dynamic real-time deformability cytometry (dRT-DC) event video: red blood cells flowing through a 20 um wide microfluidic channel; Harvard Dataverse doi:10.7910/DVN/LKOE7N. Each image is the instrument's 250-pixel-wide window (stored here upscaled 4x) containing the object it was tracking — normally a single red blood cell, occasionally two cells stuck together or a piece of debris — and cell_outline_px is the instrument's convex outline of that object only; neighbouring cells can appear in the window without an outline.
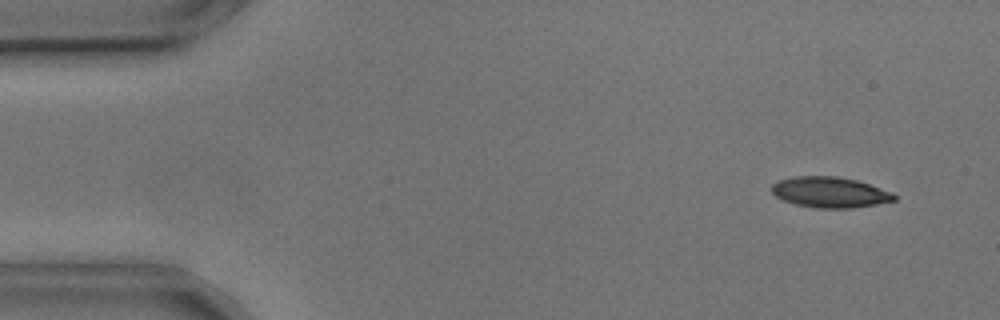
{"species": "common noctule bat (a hibernating species)", "species_latin": "Nyctalus noctula", "temperature_condition": "cold", "stored_images_in_passage": 54, "camera_frame_rate_fps": 3000, "um_per_image_px": 0.085, "animal": {"sex": "male", "body_mass_g": 17.9, "forearm_length_mm": 54.2}, "frame": {"image": 1, "passage_image": 4, "time_ms": 1.0, "image_size_px": [1000, 320], "cell_outline_px": [[896, 200], [876, 204], [852, 208], [816, 208], [796, 204], [780, 200], [772, 192], [772, 184], [776, 180], [792, 176], [836, 176], [856, 180], [892, 192], [896, 196]], "centroid_in_image_um": [70.49, 16.34], "position_along_channel_um": 14.5, "area_um2": 21.96}}
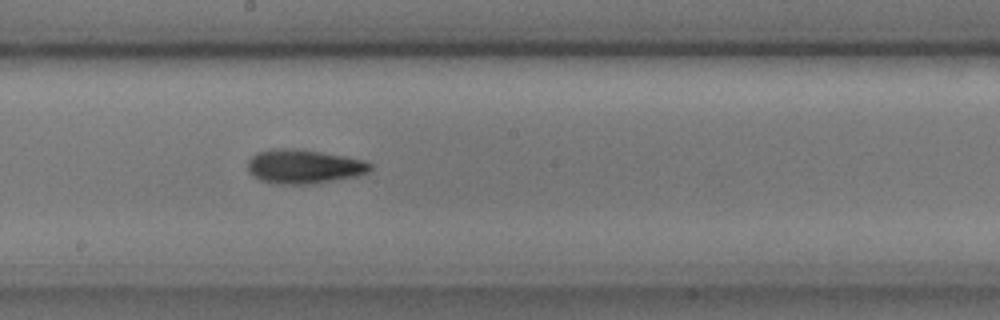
{"frame": {"image": 2, "passage_image": 29, "time_ms": 9.333, "image_size_px": [1000, 320], "cell_outline_px": [[372, 168], [368, 172], [356, 176], [316, 184], [272, 184], [260, 180], [248, 172], [248, 160], [256, 152], [272, 148], [296, 148], [344, 156], [364, 160], [372, 164]], "centroid_in_image_um": [25.8, 14.16], "position_along_channel_um": 222.4, "area_um2": 24.62}}
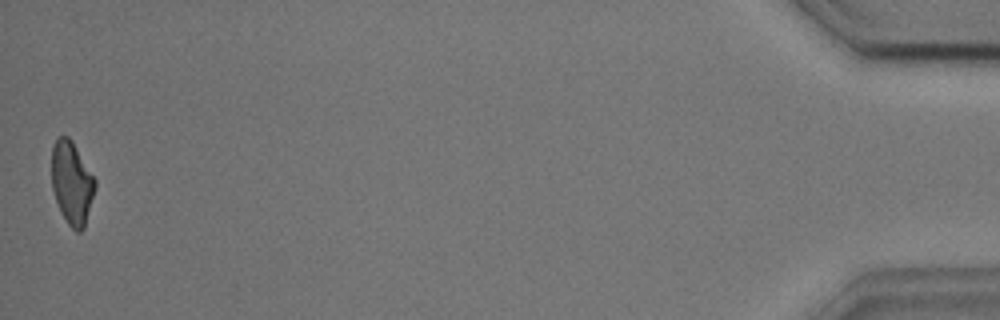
{"frame": {"image": 3, "passage_image": 54, "time_ms": 17.667, "image_size_px": [1000, 320], "cell_outline_px": [[96, 188], [84, 228], [80, 232], [76, 232], [68, 224], [60, 212], [52, 188], [52, 144], [56, 136], [68, 136], [72, 140], [96, 180]], "centroid_in_image_um": [6.1, 15.53], "position_along_channel_um": 429.1, "area_um2": 21.15}, "authors_computed_cell_mechanics": {"area_um2": 22.1663, "velocity_mm_per_s": 3.6352, "shape_relaxation_time_tau1_ms": 5.4417, "shape_relaxation_time_tau2_ms": 7.0454, "deformation_change_tau1": 0.1523, "deformation_change_tau2": 0.1515}}